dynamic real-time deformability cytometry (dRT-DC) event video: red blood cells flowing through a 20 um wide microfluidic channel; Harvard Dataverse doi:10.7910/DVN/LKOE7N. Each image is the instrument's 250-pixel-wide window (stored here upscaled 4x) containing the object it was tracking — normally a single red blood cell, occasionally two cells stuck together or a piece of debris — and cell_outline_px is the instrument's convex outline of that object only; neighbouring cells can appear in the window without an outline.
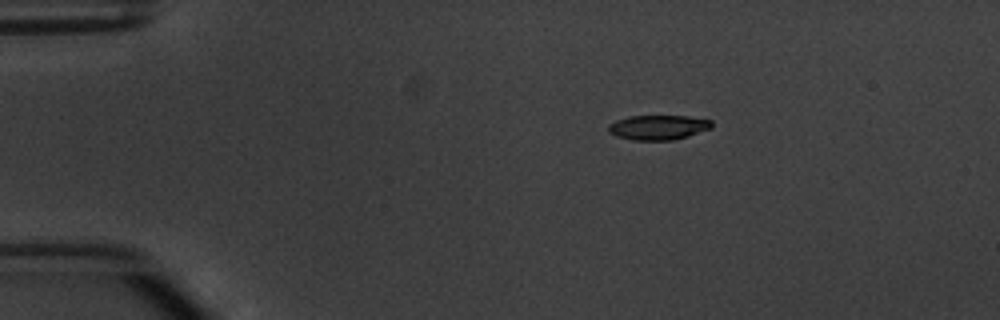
{"species": "common noctule bat (a hibernating species)", "species_latin": "Nyctalus noctula", "temperature_condition": "warm", "stored_images_in_passage": 6, "camera_frame_rate_fps": 3000, "um_per_image_px": 0.085, "animal": {"sex": "male", "body_mass_g": 20.1, "forearm_length_mm": 53.5}, "frame": {"image": 1, "passage_image": 1, "time_ms": 0.0, "image_size_px": [1000, 320], "cell_outline_px": [[712, 128], [688, 136], [672, 140], [632, 140], [616, 136], [608, 132], [608, 124], [616, 120], [628, 116], [688, 116], [712, 120]], "centroid_in_image_um": [55.93, 10.82], "position_along_channel_um": 29.1, "area_um2": 14.97}}
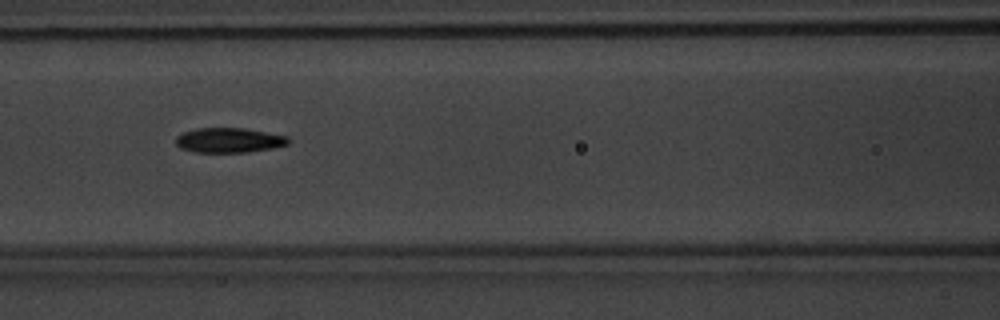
{"frame": {"image": 2, "passage_image": 5, "time_ms": 4.667, "image_size_px": [1000, 320], "cell_outline_px": [[292, 140], [288, 144], [272, 148], [248, 152], [196, 152], [180, 148], [176, 144], [176, 136], [184, 132], [196, 128], [244, 128], [288, 136]], "centroid_in_image_um": [19.49, 11.92], "position_along_channel_um": 147.1, "area_um2": 16.3}}
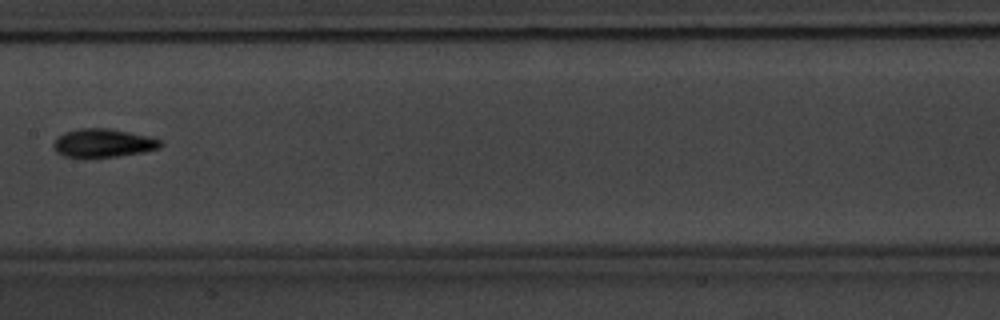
{"frame": {"image": 3, "passage_image": 6, "time_ms": 6.0, "image_size_px": [1000, 320], "cell_outline_px": [[164, 144], [160, 148], [144, 152], [120, 156], [84, 160], [64, 156], [56, 152], [52, 144], [64, 132], [80, 128], [108, 128], [148, 136], [160, 140]], "centroid_in_image_um": [8.75, 12.2], "position_along_channel_um": 198.7, "area_um2": 18.26}}